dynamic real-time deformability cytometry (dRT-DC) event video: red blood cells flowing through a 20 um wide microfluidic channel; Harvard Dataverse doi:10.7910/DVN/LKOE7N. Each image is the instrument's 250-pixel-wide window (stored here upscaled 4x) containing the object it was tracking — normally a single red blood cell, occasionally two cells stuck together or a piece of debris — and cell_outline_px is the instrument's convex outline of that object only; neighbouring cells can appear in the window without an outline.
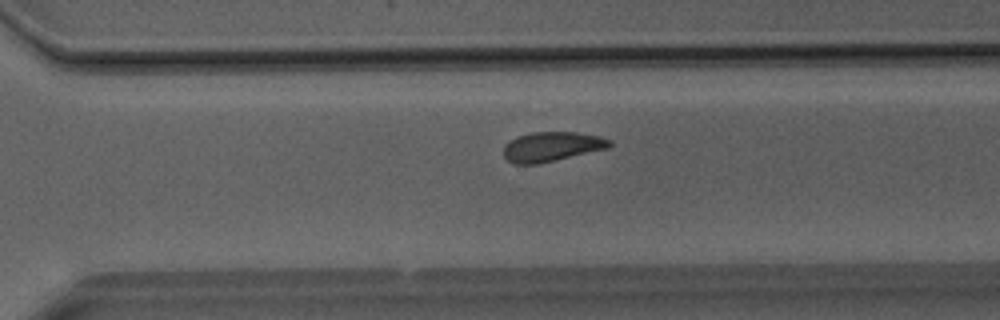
{"species": "Egyptian fruit bat (a non-hibernating species)", "species_latin": "Rousettus aegyptiacus", "temperature_condition": "room temperature", "stored_images_in_passage": 33, "camera_frame_rate_fps": 3000, "um_per_image_px": 0.085, "animal": {"sex": "male"}, "frame": {"image": 1, "passage_image": 23, "time_ms": 7.333, "image_size_px": [1000, 320], "cell_outline_px": [[612, 144], [608, 148], [556, 160], [536, 164], [516, 164], [508, 160], [504, 156], [504, 144], [516, 136], [532, 132], [576, 132], [600, 136], [612, 140]], "centroid_in_image_um": [46.9, 12.45], "position_along_channel_um": 323.7, "area_um2": 18.32}}
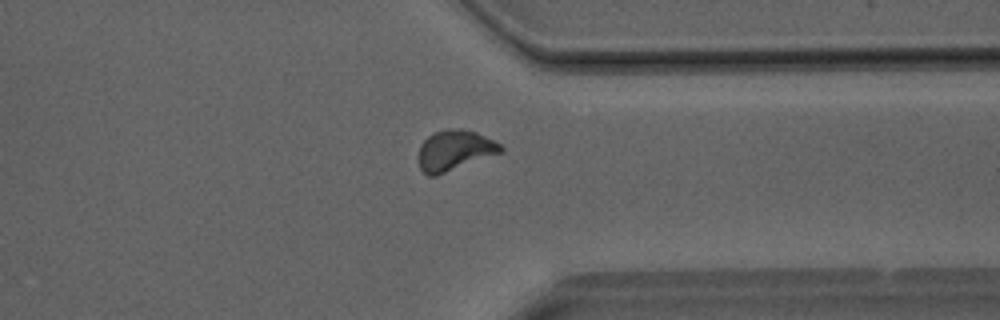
{"frame": {"image": 2, "passage_image": 26, "time_ms": 8.333, "image_size_px": [1000, 320], "cell_outline_px": [[504, 148], [500, 152], [436, 176], [428, 176], [420, 168], [420, 144], [428, 136], [436, 132], [448, 128], [460, 128], [476, 132], [500, 144]], "centroid_in_image_um": [38.62, 12.77], "position_along_channel_um": 372.8, "area_um2": 18.9}}
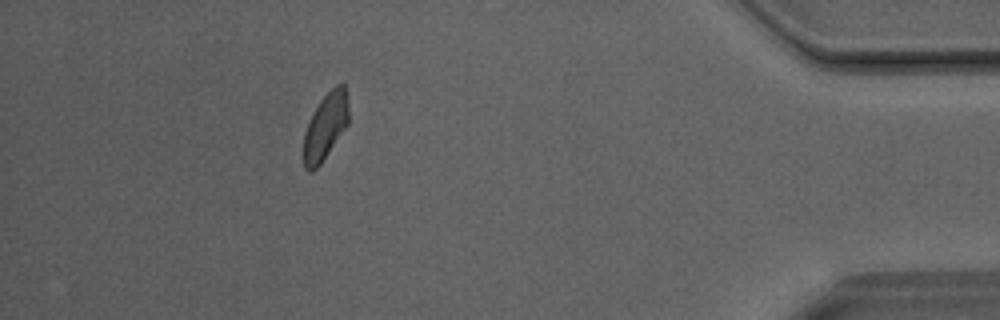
{"frame": {"image": 3, "passage_image": 31, "time_ms": 10.0, "image_size_px": [1000, 320], "cell_outline_px": [[348, 124], [320, 164], [312, 172], [308, 172], [304, 168], [304, 132], [308, 120], [312, 112], [320, 100], [336, 84], [344, 84], [348, 100]], "centroid_in_image_um": [27.65, 10.74], "position_along_channel_um": 407.6, "area_um2": 17.46}}